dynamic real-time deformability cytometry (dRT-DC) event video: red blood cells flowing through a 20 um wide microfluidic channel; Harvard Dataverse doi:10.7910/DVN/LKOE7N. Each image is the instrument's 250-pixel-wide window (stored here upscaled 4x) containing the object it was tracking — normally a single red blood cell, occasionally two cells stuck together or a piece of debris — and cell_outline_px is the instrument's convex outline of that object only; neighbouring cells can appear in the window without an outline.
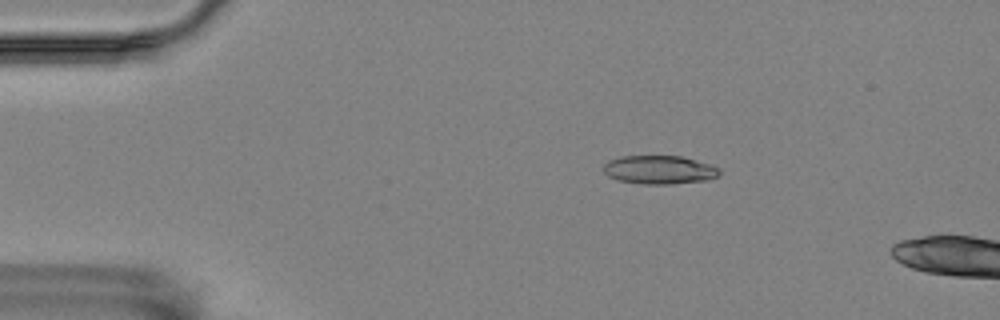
{"species": "Egyptian fruit bat (a non-hibernating species)", "species_latin": "Rousettus aegyptiacus", "temperature_condition": "room temperature", "stored_images_in_passage": 4, "camera_frame_rate_fps": 3000, "um_per_image_px": 0.085, "animal": {"sex": "female"}, "frame": {"image": 1, "passage_image": 2, "time_ms": 0.333, "image_size_px": [1000, 320], "cell_outline_px": [[720, 172], [712, 180], [672, 184], [644, 184], [616, 180], [608, 176], [604, 172], [604, 164], [608, 160], [620, 156], [680, 156], [708, 164], [720, 168]], "centroid_in_image_um": [56.03, 14.44], "position_along_channel_um": 29.0, "area_um2": 19.36}}